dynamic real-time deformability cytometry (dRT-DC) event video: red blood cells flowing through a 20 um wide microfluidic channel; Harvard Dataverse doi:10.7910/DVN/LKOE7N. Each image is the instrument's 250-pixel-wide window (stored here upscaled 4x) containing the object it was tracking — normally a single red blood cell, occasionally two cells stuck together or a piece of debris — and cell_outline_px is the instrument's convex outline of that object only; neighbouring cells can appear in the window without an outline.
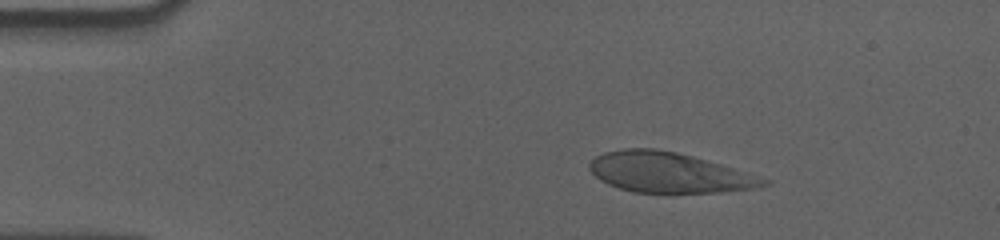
{"species": "human", "species_latin": "Homo sapiens", "temperature_condition": "cold", "stored_images_in_passage": 48, "camera_frame_rate_fps": 3000, "um_per_image_px": 0.085, "donor": {"sex": "male"}, "frame": {"image": 1, "passage_image": 8, "time_ms": 2.333, "image_size_px": [1000, 240], "cell_outline_px": [[772, 180], [768, 184], [760, 188], [720, 192], [632, 192], [608, 184], [600, 180], [588, 168], [588, 164], [596, 156], [604, 152], [624, 148], [652, 148], [676, 152], [692, 156], [748, 172]], "centroid_in_image_um": [56.88, 14.66], "position_along_channel_um": 28.1, "area_um2": 40.75}}
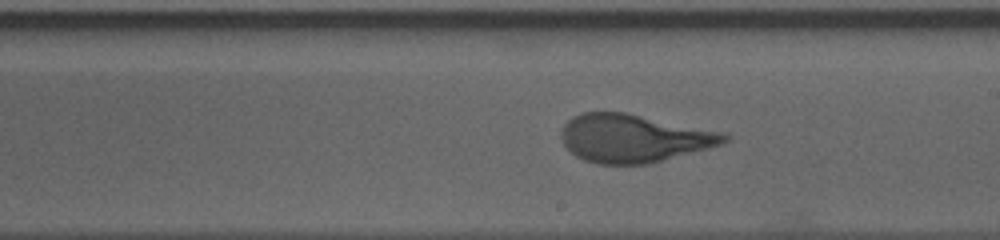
{"frame": {"image": 2, "passage_image": 31, "time_ms": 10.0, "image_size_px": [1000, 240], "cell_outline_px": [[732, 136], [728, 140], [720, 144], [708, 148], [648, 164], [596, 164], [584, 160], [576, 156], [564, 144], [560, 136], [560, 132], [564, 124], [572, 116], [580, 112], [624, 112], [724, 132]], "centroid_in_image_um": [53.84, 11.75], "position_along_channel_um": 235.2, "area_um2": 45.6}}
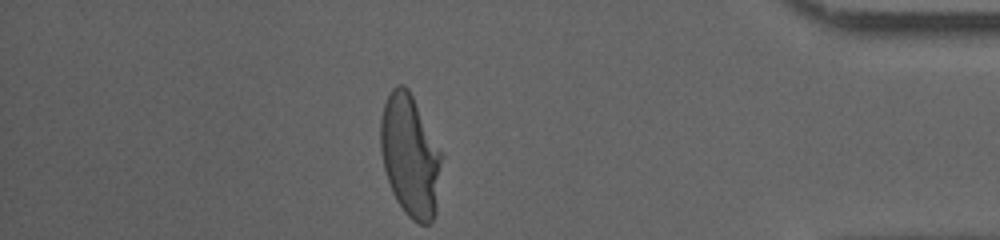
{"frame": {"image": 3, "passage_image": 48, "time_ms": 15.667, "image_size_px": [1000, 240], "cell_outline_px": [[444, 156], [436, 212], [432, 220], [428, 224], [420, 224], [412, 220], [404, 212], [396, 200], [392, 192], [384, 168], [380, 152], [380, 120], [384, 104], [392, 88], [396, 84], [404, 84], [408, 88]], "centroid_in_image_um": [34.88, 13.26], "position_along_channel_um": 400.3, "area_um2": 43.81}, "authors_computed_cell_mechanics": {"area_um2": 44.7661, "velocity_mm_per_s": 3.5477, "shape_relaxation_time_tau1_ms": 5.4396, "shape_relaxation_time_tau2_ms": null, "deformation_change_tau1": 0.2095, "deformation_change_tau2": null}}